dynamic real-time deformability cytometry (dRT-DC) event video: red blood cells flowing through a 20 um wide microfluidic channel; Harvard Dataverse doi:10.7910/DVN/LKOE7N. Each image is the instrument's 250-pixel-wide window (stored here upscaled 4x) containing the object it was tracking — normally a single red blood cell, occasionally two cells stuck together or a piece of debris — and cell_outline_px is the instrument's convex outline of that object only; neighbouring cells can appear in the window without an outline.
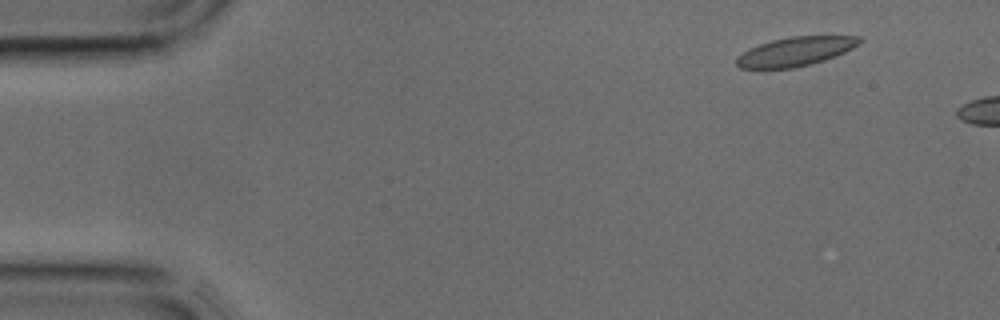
{"species": "common noctule bat (a hibernating species)", "species_latin": "Nyctalus noctula", "temperature_condition": "cold", "stored_images_in_passage": 2, "camera_frame_rate_fps": 3000, "um_per_image_px": 0.085, "animal": {"sex": "male", "body_mass_g": 17.9, "forearm_length_mm": 54.2}, "frame": {"image": 1, "passage_image": 1, "time_ms": 0.0, "image_size_px": [1000, 320], "cell_outline_px": [[864, 40], [860, 44], [844, 52], [824, 60], [792, 68], [740, 68], [736, 64], [736, 60], [748, 48], [772, 40], [792, 36], [860, 36]], "centroid_in_image_um": [67.65, 4.36], "position_along_channel_um": 17.4, "area_um2": 20.52}}